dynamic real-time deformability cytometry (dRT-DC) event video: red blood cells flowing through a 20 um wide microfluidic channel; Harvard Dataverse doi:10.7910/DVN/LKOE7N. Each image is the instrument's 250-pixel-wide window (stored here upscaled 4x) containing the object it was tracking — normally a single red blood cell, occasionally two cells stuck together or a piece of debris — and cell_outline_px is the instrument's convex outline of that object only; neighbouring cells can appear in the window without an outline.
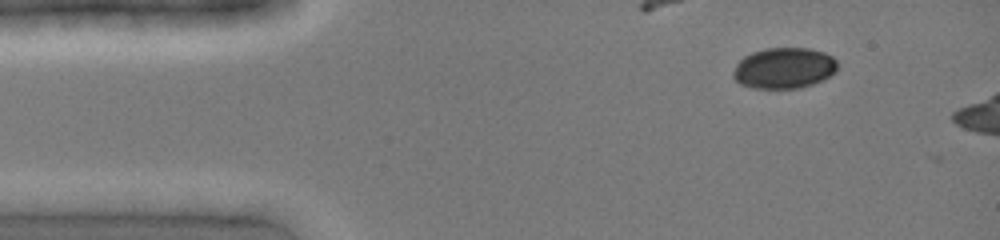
{"species": "common noctule bat (a hibernating species)", "species_latin": "Nyctalus noctula", "temperature_condition": "cold", "stored_images_in_passage": 3, "camera_frame_rate_fps": 3000, "um_per_image_px": 0.085, "animal": {"sex": "female", "body_mass_g": 19.0, "forearm_length_mm": 51.5}, "frame": {"image": 1, "passage_image": 1, "time_ms": 0.0, "image_size_px": [1000, 240], "cell_outline_px": [[836, 72], [824, 80], [800, 88], [752, 88], [740, 84], [732, 76], [732, 72], [736, 64], [744, 56], [752, 52], [764, 48], [808, 48], [824, 52], [832, 56], [836, 60]], "centroid_in_image_um": [66.63, 5.79], "position_along_channel_um": 18.4, "area_um2": 25.03}}